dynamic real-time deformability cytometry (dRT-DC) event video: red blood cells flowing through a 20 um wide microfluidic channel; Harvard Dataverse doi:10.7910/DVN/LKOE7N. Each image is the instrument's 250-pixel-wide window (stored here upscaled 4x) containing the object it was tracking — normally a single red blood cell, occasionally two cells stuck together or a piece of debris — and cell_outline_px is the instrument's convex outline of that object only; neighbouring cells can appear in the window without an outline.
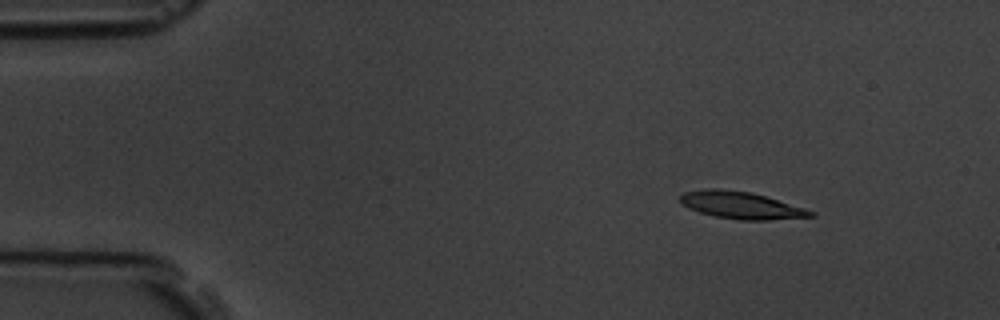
{"species": "common noctule bat (a hibernating species)", "species_latin": "Nyctalus noctula", "temperature_condition": "room temperature", "stored_images_in_passage": 7, "camera_frame_rate_fps": 3000, "um_per_image_px": 0.085, "animal": {"sex": "male", "body_mass_g": 19.5, "forearm_length_mm": 54.6}, "frame": {"image": 1, "passage_image": 6, "time_ms": 1.667, "image_size_px": [1000, 320], "cell_outline_px": [[816, 216], [768, 220], [740, 220], [716, 216], [700, 212], [688, 208], [680, 204], [680, 196], [684, 192], [704, 188], [720, 188], [752, 192], [804, 208], [816, 212]], "centroid_in_image_um": [62.97, 17.43], "position_along_channel_um": 22.0, "area_um2": 20.69}}